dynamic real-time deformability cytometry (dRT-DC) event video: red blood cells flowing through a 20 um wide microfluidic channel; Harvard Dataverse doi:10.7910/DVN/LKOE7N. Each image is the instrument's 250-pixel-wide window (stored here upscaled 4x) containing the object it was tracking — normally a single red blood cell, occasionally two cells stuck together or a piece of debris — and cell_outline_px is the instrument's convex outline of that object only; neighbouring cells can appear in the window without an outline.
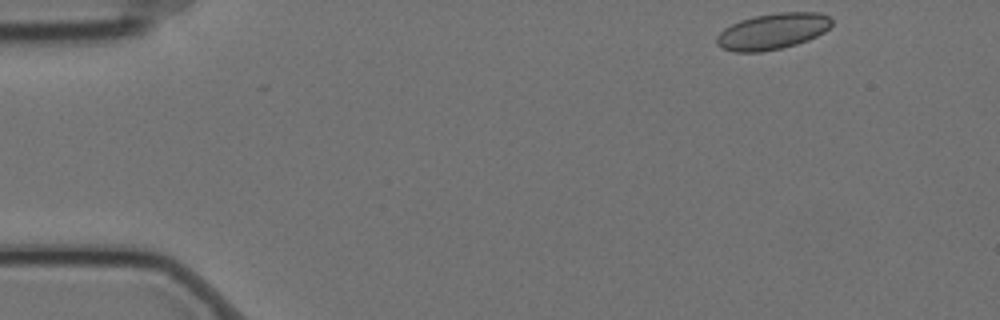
{"species": "Egyptian fruit bat (a non-hibernating species)", "species_latin": "Rousettus aegyptiacus", "temperature_condition": "cold", "stored_images_in_passage": 5, "camera_frame_rate_fps": 3000, "um_per_image_px": 0.085, "animal": {"sex": "female"}, "frame": {"image": 1, "passage_image": 1, "time_ms": 0.0, "image_size_px": [1000, 320], "cell_outline_px": [[832, 24], [824, 32], [808, 40], [796, 44], [780, 48], [760, 52], [732, 52], [720, 48], [716, 44], [716, 36], [724, 28], [740, 20], [756, 16], [780, 12], [820, 12], [828, 16], [832, 20]], "centroid_in_image_um": [65.64, 2.67], "position_along_channel_um": 19.4, "area_um2": 24.22}}